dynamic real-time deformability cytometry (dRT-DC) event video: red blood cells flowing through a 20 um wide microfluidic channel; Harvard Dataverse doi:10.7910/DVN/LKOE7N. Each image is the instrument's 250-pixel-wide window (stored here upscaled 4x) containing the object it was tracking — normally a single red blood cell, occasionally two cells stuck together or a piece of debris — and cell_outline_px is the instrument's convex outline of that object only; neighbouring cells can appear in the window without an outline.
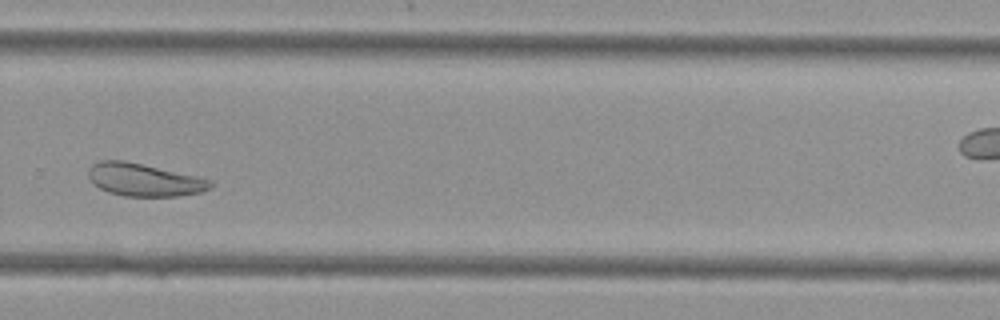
{"species": "Egyptian fruit bat (a non-hibernating species)", "species_latin": "Rousettus aegyptiacus", "temperature_condition": "cold", "stored_images_in_passage": 34, "camera_frame_rate_fps": 3000, "um_per_image_px": 0.085, "animal": {"sex": "female"}, "frame": {"image": 1, "passage_image": 20, "time_ms": 6.333, "image_size_px": [1000, 320], "cell_outline_px": [[216, 184], [212, 188], [200, 192], [176, 196], [124, 196], [108, 192], [100, 188], [88, 176], [88, 168], [92, 164], [100, 160], [124, 160], [196, 176], [212, 180]], "centroid_in_image_um": [12.27, 15.28], "position_along_channel_um": 317.5, "area_um2": 23.18}}